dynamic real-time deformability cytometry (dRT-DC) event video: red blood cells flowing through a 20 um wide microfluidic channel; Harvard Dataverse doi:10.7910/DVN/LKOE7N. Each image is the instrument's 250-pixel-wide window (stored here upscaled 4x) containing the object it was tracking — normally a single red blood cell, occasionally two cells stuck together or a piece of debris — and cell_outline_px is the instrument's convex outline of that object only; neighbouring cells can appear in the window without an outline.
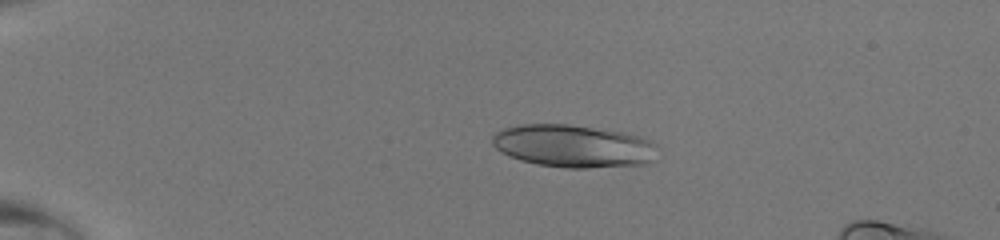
{"species": "human", "species_latin": "Homo sapiens", "temperature_condition": "room temperature", "stored_images_in_passage": 37, "camera_frame_rate_fps": 3000, "um_per_image_px": 0.085, "donor": {"sex": "male"}, "frame": {"image": 1, "passage_image": 1, "time_ms": 0.0, "image_size_px": [1000, 240], "cell_outline_px": [[656, 160], [648, 164], [588, 168], [564, 168], [536, 164], [520, 160], [508, 156], [496, 148], [492, 144], [492, 136], [496, 132], [504, 128], [520, 124], [568, 124], [624, 132], [648, 140], [656, 144]], "centroid_in_image_um": [48.74, 12.42], "position_along_channel_um": 36.3, "area_um2": 41.33}}
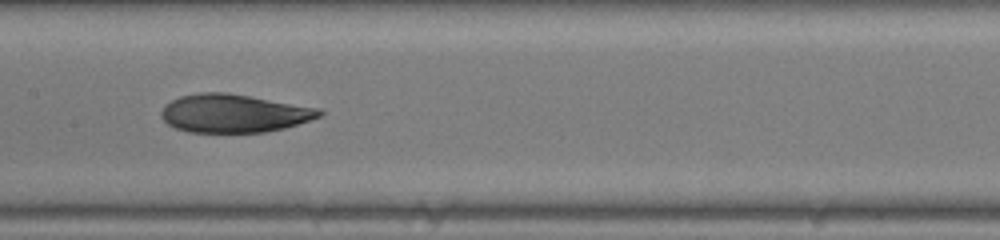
{"frame": {"image": 2, "passage_image": 16, "time_ms": 5.0, "image_size_px": [1000, 240], "cell_outline_px": [[324, 112], [320, 116], [284, 128], [264, 132], [188, 132], [176, 128], [168, 124], [160, 116], [160, 112], [164, 104], [180, 96], [200, 92], [228, 92], [320, 108]], "centroid_in_image_um": [19.84, 9.62], "position_along_channel_um": 187.6, "area_um2": 35.26}}
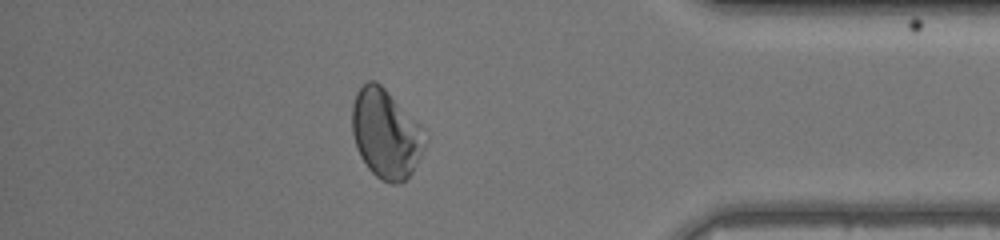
{"frame": {"image": 3, "passage_image": 32, "time_ms": 10.333, "image_size_px": [1000, 240], "cell_outline_px": [[428, 140], [412, 172], [400, 184], [392, 184], [380, 180], [368, 168], [360, 156], [356, 148], [352, 132], [352, 104], [356, 92], [368, 80], [376, 80], [420, 124]], "centroid_in_image_um": [32.79, 11.38], "position_along_channel_um": 402.4, "area_um2": 37.8}}